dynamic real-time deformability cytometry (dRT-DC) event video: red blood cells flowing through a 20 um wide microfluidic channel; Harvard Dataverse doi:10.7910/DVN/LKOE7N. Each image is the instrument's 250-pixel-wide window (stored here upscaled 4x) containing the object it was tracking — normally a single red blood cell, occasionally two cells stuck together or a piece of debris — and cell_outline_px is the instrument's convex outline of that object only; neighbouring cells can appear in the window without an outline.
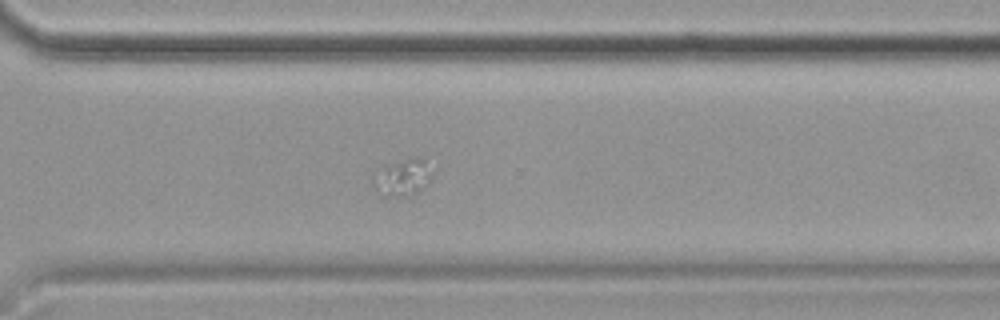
{"species": "common noctule bat (a hibernating species)", "species_latin": "Nyctalus noctula", "temperature_condition": "cold", "stored_images_in_passage": 57, "camera_frame_rate_fps": 3000, "um_per_image_px": 0.085, "animal": {"sex": "female", "body_mass_g": 19.9}, "frame": {"image": 1, "passage_image": 42, "time_ms": 13.667, "image_size_px": [1000, 320], "cell_outline_px": [[432, 172], [416, 196], [380, 196], [372, 184], [372, 168], [408, 156], [416, 156], [424, 160]], "centroid_in_image_um": [34.08, 15.04], "position_along_channel_um": 336.5, "area_um2": 13.35}}
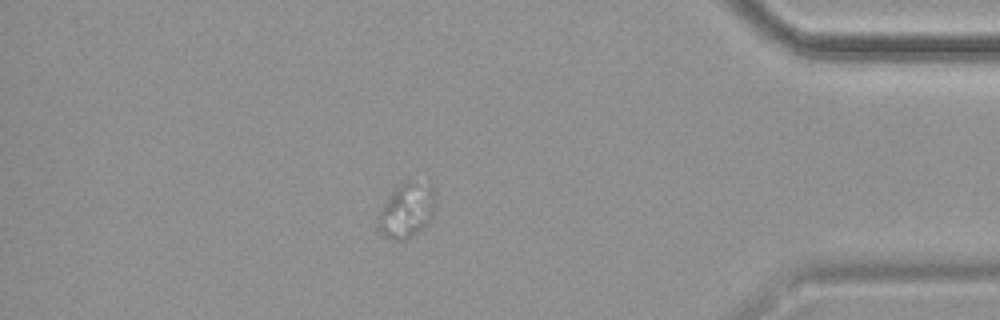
{"frame": {"image": 2, "passage_image": 50, "time_ms": 16.333, "image_size_px": [1000, 320], "cell_outline_px": [[432, 220], [428, 224], [412, 236], [404, 240], [392, 240], [384, 236], [380, 232], [376, 224], [376, 216], [396, 184], [404, 180], [412, 180], [432, 188]], "centroid_in_image_um": [34.47, 17.91], "position_along_channel_um": 400.7, "area_um2": 18.26}}